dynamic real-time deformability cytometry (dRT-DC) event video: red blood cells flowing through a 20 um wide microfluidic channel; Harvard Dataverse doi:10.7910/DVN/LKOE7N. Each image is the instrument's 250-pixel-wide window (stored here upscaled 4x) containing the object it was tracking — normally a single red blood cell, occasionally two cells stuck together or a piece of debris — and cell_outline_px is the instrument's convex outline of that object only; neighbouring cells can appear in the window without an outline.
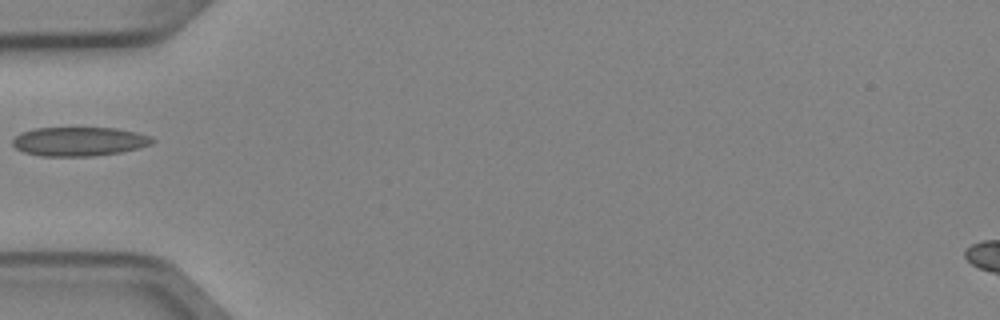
{"species": "Egyptian fruit bat (a non-hibernating species)", "species_latin": "Rousettus aegyptiacus", "temperature_condition": "cold", "stored_images_in_passage": 5, "camera_frame_rate_fps": 3000, "um_per_image_px": 0.085, "animal": {"sex": "female"}, "frame": {"image": 1, "passage_image": 4, "time_ms": 1.0, "image_size_px": [1000, 320], "cell_outline_px": [[156, 140], [152, 144], [140, 148], [120, 152], [92, 156], [40, 156], [24, 152], [16, 148], [12, 144], [12, 140], [20, 132], [36, 128], [116, 128], [136, 132], [152, 136]], "centroid_in_image_um": [6.75, 12.02], "position_along_channel_um": 78.3, "area_um2": 23.76}}
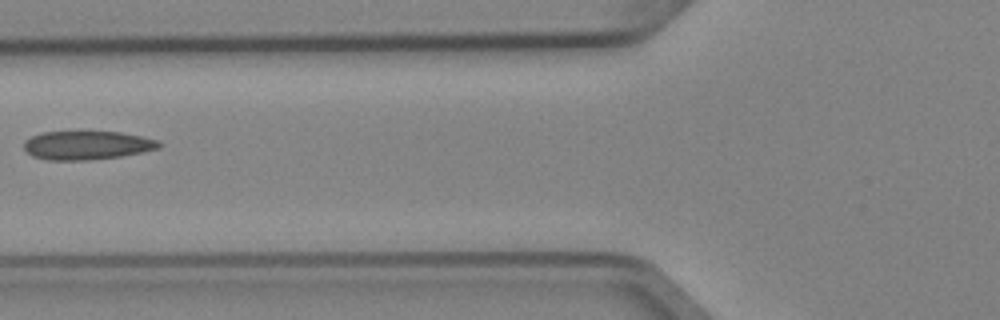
{"frame": {"image": 2, "passage_image": 5, "time_ms": 1.333, "image_size_px": [1000, 320], "cell_outline_px": [[164, 144], [160, 148], [144, 152], [120, 156], [88, 160], [48, 160], [32, 156], [24, 148], [24, 140], [32, 136], [44, 132], [120, 132], [160, 140]], "centroid_in_image_um": [7.44, 12.35], "position_along_channel_um": 118.4, "area_um2": 22.6}}